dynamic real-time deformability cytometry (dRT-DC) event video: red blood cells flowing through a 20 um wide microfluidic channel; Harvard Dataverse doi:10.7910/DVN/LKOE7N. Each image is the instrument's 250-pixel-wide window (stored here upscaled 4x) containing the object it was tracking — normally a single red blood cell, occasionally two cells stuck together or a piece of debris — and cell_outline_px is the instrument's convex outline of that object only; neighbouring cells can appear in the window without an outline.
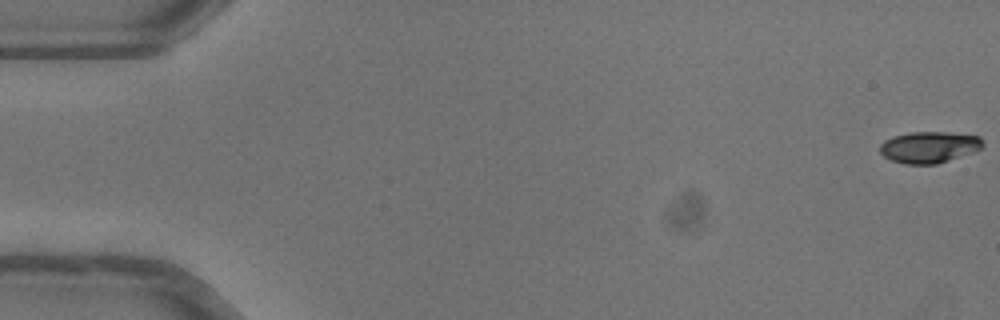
{"species": "common noctule bat (a hibernating species)", "species_latin": "Nyctalus noctula", "temperature_condition": "warm", "stored_images_in_passage": 52, "camera_frame_rate_fps": 3000, "um_per_image_px": 0.085, "animal": {"sex": "female"}, "frame": {"image": 1, "passage_image": 1, "time_ms": 0.0, "image_size_px": [1000, 320], "cell_outline_px": [[984, 148], [976, 152], [936, 164], [904, 164], [892, 160], [884, 156], [880, 152], [880, 144], [884, 140], [892, 136], [912, 132], [948, 132], [980, 136], [984, 144]], "centroid_in_image_um": [79.02, 12.5], "position_along_channel_um": 6.0, "area_um2": 19.07}}
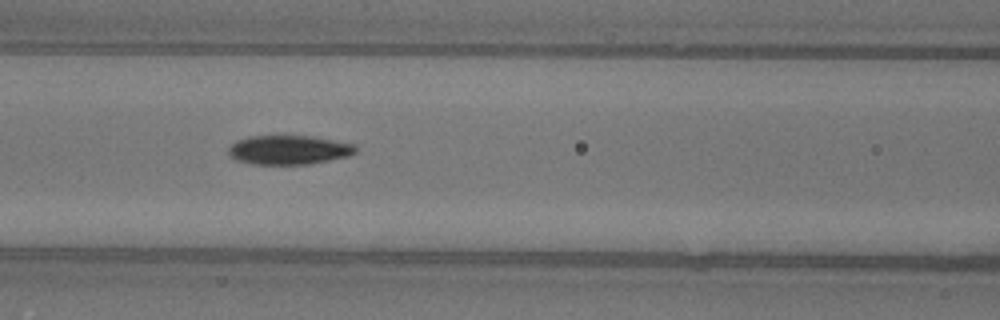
{"frame": {"image": 2, "passage_image": 23, "time_ms": 7.333, "image_size_px": [1000, 320], "cell_outline_px": [[356, 152], [348, 156], [308, 164], [252, 164], [236, 160], [228, 152], [228, 148], [236, 140], [248, 136], [312, 136], [356, 144]], "centroid_in_image_um": [24.54, 12.73], "position_along_channel_um": 142.1, "area_um2": 21.56}}
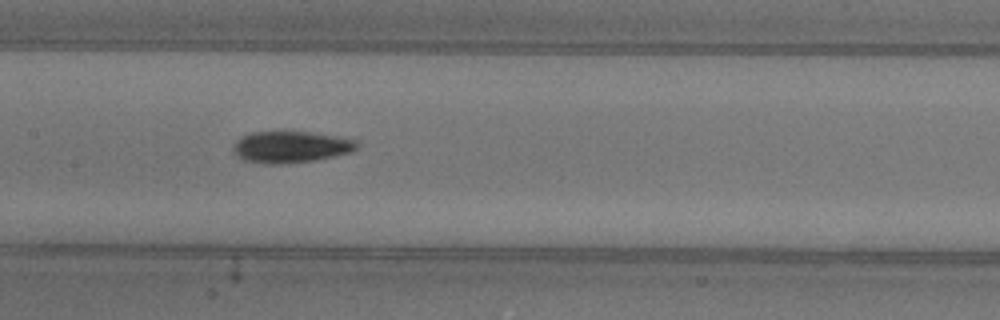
{"frame": {"image": 3, "passage_image": 26, "time_ms": 8.333, "image_size_px": [1000, 320], "cell_outline_px": [[360, 144], [352, 152], [312, 160], [280, 164], [264, 164], [244, 160], [236, 156], [232, 148], [236, 140], [252, 132], [308, 132], [344, 136], [360, 140]], "centroid_in_image_um": [24.77, 12.48], "position_along_channel_um": 182.6, "area_um2": 22.89}, "authors_computed_cell_mechanics": {"area_um2": 20.5768, "velocity_mm_per_s": 4.0604, "shape_relaxation_time_tau1_ms": 4.5174, "shape_relaxation_time_tau2_ms": 6.9813, "deformation_change_tau1": 0.1611, "deformation_change_tau2": 0.1356}}